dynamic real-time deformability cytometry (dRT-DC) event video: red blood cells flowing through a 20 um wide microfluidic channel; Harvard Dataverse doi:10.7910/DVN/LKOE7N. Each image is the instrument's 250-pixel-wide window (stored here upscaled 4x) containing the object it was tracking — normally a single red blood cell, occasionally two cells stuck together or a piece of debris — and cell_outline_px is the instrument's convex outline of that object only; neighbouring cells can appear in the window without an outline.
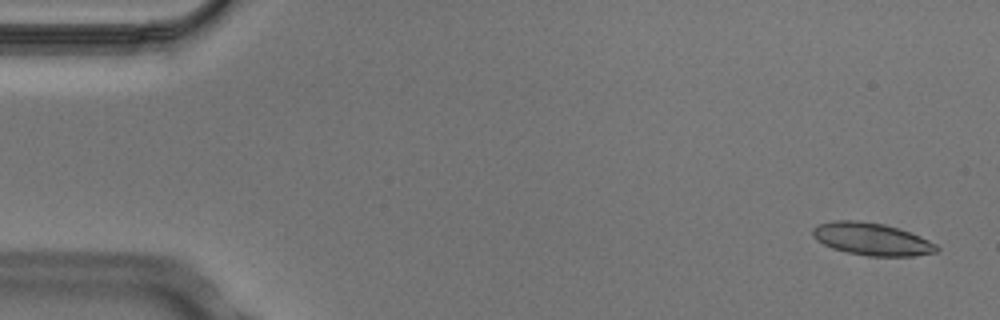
{"species": "Egyptian fruit bat (a non-hibernating species)", "species_latin": "Rousettus aegyptiacus", "temperature_condition": "cold", "stored_images_in_passage": 6, "camera_frame_rate_fps": 3000, "um_per_image_px": 0.085, "animal": {"sex": "male"}, "frame": {"image": 1, "passage_image": 1, "time_ms": 0.0, "image_size_px": [1000, 320], "cell_outline_px": [[940, 248], [936, 252], [912, 256], [868, 256], [848, 252], [832, 248], [816, 240], [812, 236], [812, 228], [816, 224], [836, 220], [860, 220], [884, 224], [920, 236], [936, 244]], "centroid_in_image_um": [74.06, 20.31], "position_along_channel_um": 10.9, "area_um2": 23.41}}
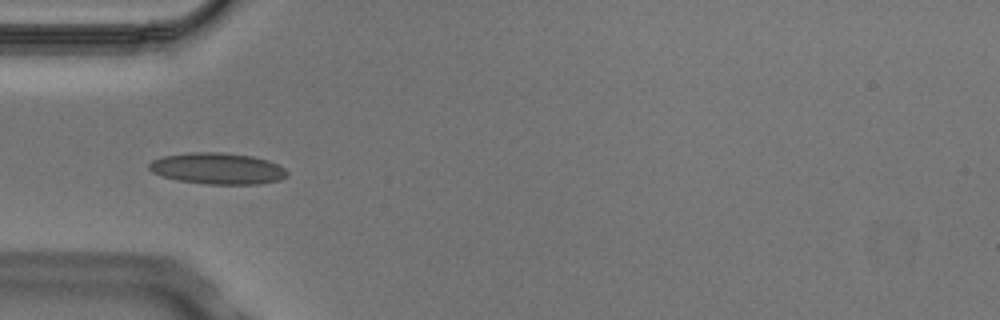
{"frame": {"image": 2, "passage_image": 5, "time_ms": 1.333, "image_size_px": [1000, 320], "cell_outline_px": [[288, 176], [280, 180], [260, 184], [208, 184], [180, 180], [164, 176], [152, 172], [148, 168], [148, 164], [152, 160], [160, 156], [188, 152], [220, 152], [252, 156], [268, 160], [284, 168], [288, 172]], "centroid_in_image_um": [18.49, 14.31], "position_along_channel_um": 66.5, "area_um2": 25.26}}